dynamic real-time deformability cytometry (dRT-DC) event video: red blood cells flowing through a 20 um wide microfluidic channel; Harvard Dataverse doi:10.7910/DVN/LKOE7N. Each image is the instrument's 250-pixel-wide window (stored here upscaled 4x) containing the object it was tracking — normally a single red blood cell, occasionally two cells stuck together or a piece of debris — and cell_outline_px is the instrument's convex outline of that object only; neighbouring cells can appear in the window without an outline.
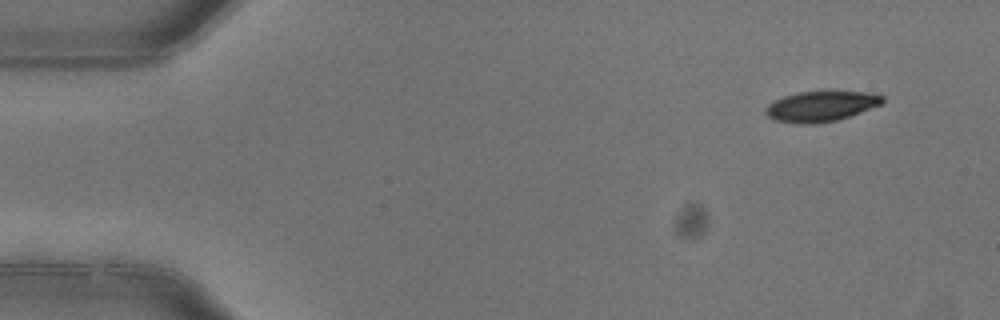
{"species": "common noctule bat (a hibernating species)", "species_latin": "Nyctalus noctula", "temperature_condition": "warm", "stored_images_in_passage": 4, "camera_frame_rate_fps": 3000, "um_per_image_px": 0.085, "animal": {"sex": "female"}, "frame": {"image": 1, "passage_image": 1, "time_ms": 0.0, "image_size_px": [1000, 320], "cell_outline_px": [[884, 100], [880, 104], [848, 116], [836, 120], [816, 124], [796, 124], [772, 120], [764, 112], [764, 108], [768, 104], [784, 96], [800, 92], [872, 92], [884, 96]], "centroid_in_image_um": [69.72, 9.05], "position_along_channel_um": 15.3, "area_um2": 20.52}}
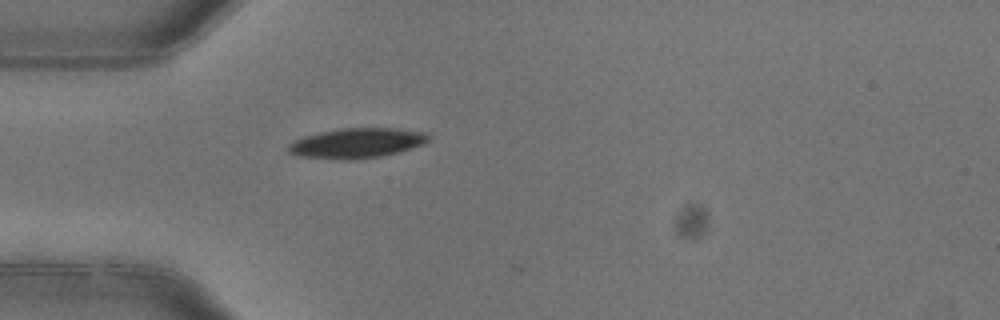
{"frame": {"image": 2, "passage_image": 4, "time_ms": 1.0, "image_size_px": [1000, 320], "cell_outline_px": [[428, 140], [424, 144], [396, 152], [380, 156], [296, 156], [288, 152], [288, 144], [304, 136], [320, 132], [340, 128], [396, 128], [424, 132], [428, 136]], "centroid_in_image_um": [30.35, 12.09], "position_along_channel_um": 54.6, "area_um2": 23.0}}